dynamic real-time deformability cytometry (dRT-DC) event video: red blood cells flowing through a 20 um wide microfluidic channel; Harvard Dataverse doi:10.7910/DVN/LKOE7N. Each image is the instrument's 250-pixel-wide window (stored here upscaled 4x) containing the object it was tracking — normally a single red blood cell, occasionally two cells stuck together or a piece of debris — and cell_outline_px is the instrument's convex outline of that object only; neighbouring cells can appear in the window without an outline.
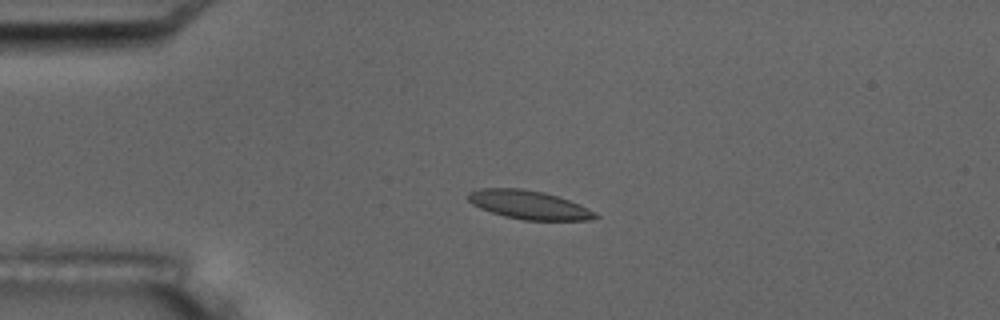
{"species": "common noctule bat (a hibernating species)", "species_latin": "Nyctalus noctula", "temperature_condition": "room temperature", "stored_images_in_passage": 3, "camera_frame_rate_fps": 3000, "um_per_image_px": 0.085, "animal": {"sex": "male", "body_mass_g": 17.5, "forearm_length_mm": 52.3}, "frame": {"image": 1, "passage_image": 3, "time_ms": 2.333, "image_size_px": [1000, 320], "cell_outline_px": [[600, 216], [588, 220], [524, 220], [504, 216], [480, 208], [472, 204], [468, 200], [468, 192], [480, 188], [520, 188], [544, 192], [580, 204], [596, 212]], "centroid_in_image_um": [44.95, 17.41], "position_along_channel_um": 40.0, "area_um2": 21.15}}